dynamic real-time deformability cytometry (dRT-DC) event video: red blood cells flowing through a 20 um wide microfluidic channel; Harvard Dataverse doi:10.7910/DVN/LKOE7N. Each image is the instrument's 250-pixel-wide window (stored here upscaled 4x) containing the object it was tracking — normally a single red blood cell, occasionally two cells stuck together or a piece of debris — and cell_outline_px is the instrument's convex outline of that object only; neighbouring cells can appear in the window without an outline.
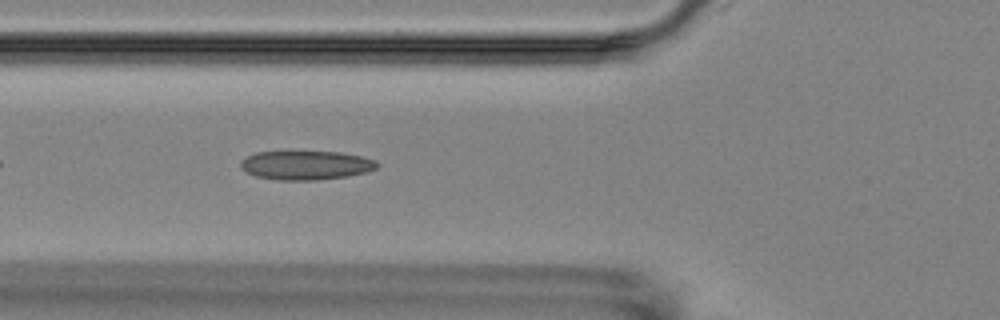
{"species": "Egyptian fruit bat (a non-hibernating species)", "species_latin": "Rousettus aegyptiacus", "temperature_condition": "room temperature", "stored_images_in_passage": 4, "camera_frame_rate_fps": 3000, "um_per_image_px": 0.085, "animal": {"sex": "female"}, "frame": {"image": 1, "passage_image": 4, "time_ms": 4.333, "image_size_px": [1000, 320], "cell_outline_px": [[380, 164], [376, 168], [368, 172], [348, 176], [316, 180], [276, 180], [256, 176], [244, 172], [240, 168], [240, 160], [256, 152], [340, 152], [360, 156], [376, 160]], "centroid_in_image_um": [25.99, 14.05], "position_along_channel_um": 99.8, "area_um2": 23.18}}